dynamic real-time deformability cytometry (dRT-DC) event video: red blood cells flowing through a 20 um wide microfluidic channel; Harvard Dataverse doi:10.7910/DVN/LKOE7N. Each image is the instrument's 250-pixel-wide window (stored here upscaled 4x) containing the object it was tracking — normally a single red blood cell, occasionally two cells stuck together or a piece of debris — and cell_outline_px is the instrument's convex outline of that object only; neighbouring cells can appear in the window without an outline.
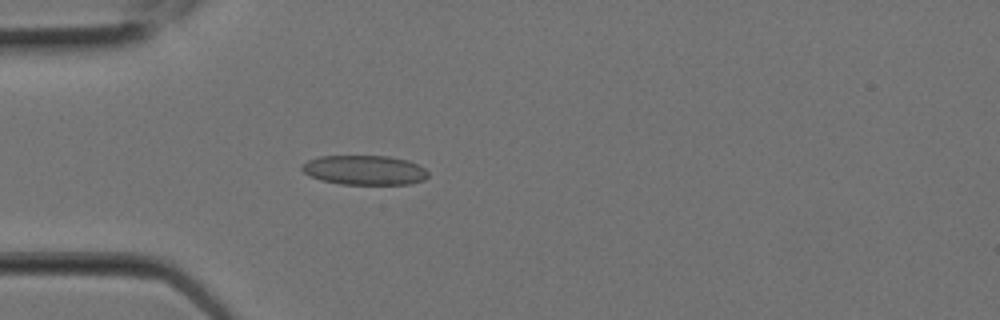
{"species": "Egyptian fruit bat (a non-hibernating species)", "species_latin": "Rousettus aegyptiacus", "temperature_condition": "room temperature", "stored_images_in_passage": 10, "camera_frame_rate_fps": 3000, "um_per_image_px": 0.085, "animal": {"sex": "female"}, "frame": {"image": 1, "passage_image": 7, "time_ms": 2.0, "image_size_px": [1000, 320], "cell_outline_px": [[428, 176], [424, 180], [412, 184], [340, 184], [320, 180], [304, 172], [300, 168], [300, 164], [308, 160], [320, 156], [388, 156], [408, 160], [424, 168], [428, 172]], "centroid_in_image_um": [30.98, 14.46], "position_along_channel_um": 54.0, "area_um2": 21.79}}
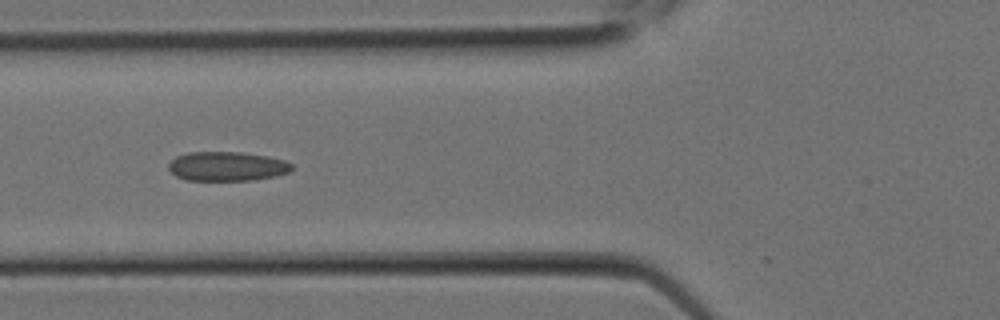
{"frame": {"image": 2, "passage_image": 9, "time_ms": 2.667, "image_size_px": [1000, 320], "cell_outline_px": [[292, 168], [288, 172], [276, 176], [252, 180], [188, 180], [176, 176], [168, 168], [168, 164], [176, 156], [188, 152], [240, 152], [268, 156], [284, 160], [292, 164]], "centroid_in_image_um": [19.29, 14.13], "position_along_channel_um": 106.5, "area_um2": 20.98}}
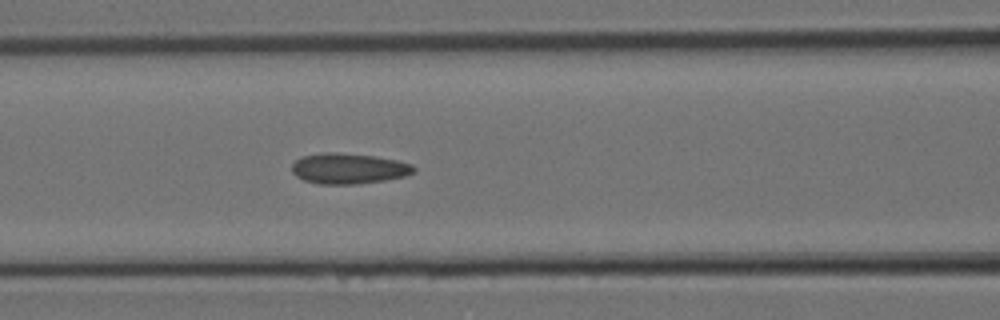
{"frame": {"image": 3, "passage_image": 10, "time_ms": 3.0, "image_size_px": [1000, 320], "cell_outline_px": [[416, 172], [404, 176], [384, 180], [356, 184], [320, 184], [304, 180], [296, 176], [292, 172], [292, 164], [300, 156], [324, 152], [336, 152], [376, 156], [396, 160], [412, 164], [416, 168]], "centroid_in_image_um": [29.62, 14.31], "position_along_channel_um": 137.0, "area_um2": 21.85}}